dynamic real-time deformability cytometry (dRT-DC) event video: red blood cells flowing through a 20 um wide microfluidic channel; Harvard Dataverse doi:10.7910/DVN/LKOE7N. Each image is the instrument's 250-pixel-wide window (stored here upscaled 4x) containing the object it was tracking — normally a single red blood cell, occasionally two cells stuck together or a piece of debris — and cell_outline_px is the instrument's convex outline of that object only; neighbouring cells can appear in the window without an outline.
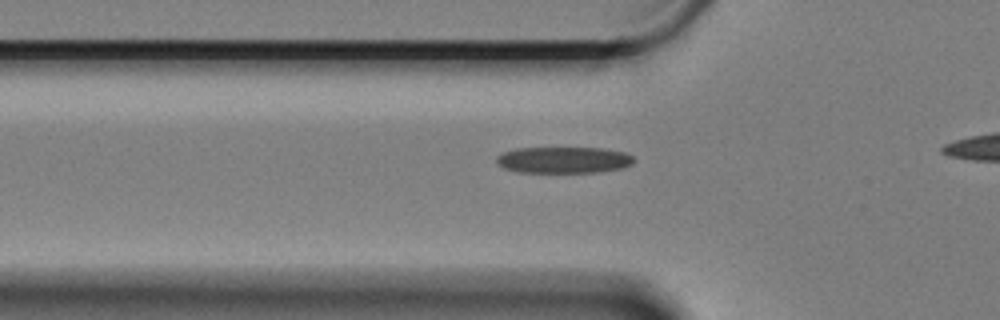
{"species": "Egyptian fruit bat (a non-hibernating species)", "species_latin": "Rousettus aegyptiacus", "temperature_condition": "cold", "stored_images_in_passage": 40, "camera_frame_rate_fps": 3000, "um_per_image_px": 0.085, "animal": {"sex": "female"}, "frame": {"image": 1, "passage_image": 8, "time_ms": 2.333, "image_size_px": [1000, 320], "cell_outline_px": [[636, 160], [632, 164], [624, 168], [596, 172], [520, 172], [504, 168], [496, 164], [496, 156], [504, 152], [516, 148], [604, 148], [624, 152], [632, 156]], "centroid_in_image_um": [47.92, 13.59], "position_along_channel_um": 77.9, "area_um2": 21.21}}
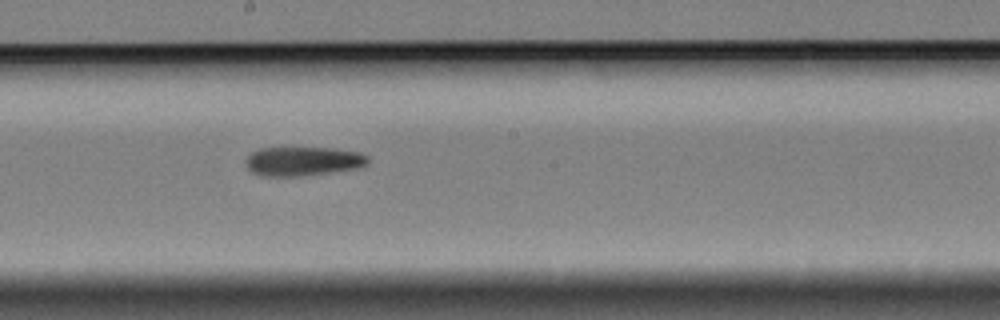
{"frame": {"image": 2, "passage_image": 21, "time_ms": 6.667, "image_size_px": [1000, 320], "cell_outline_px": [[368, 164], [356, 168], [328, 172], [296, 176], [260, 176], [252, 172], [248, 168], [244, 160], [252, 152], [260, 148], [332, 148], [360, 152], [368, 156]], "centroid_in_image_um": [25.73, 13.7], "position_along_channel_um": 222.5, "area_um2": 20.58}}
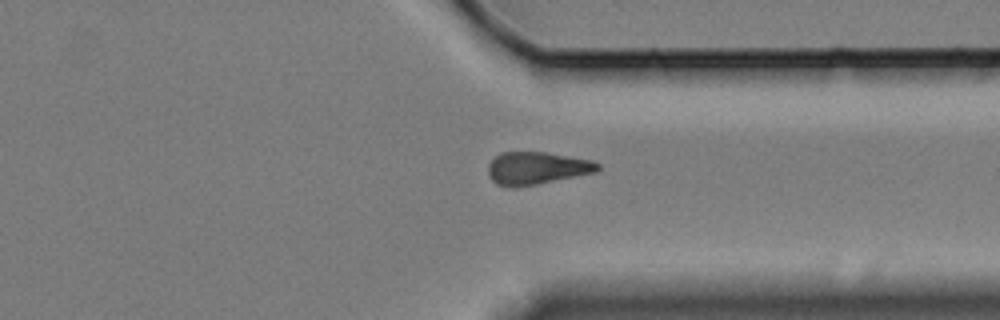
{"frame": {"image": 3, "passage_image": 34, "time_ms": 11.0, "image_size_px": [1000, 320], "cell_outline_px": [[600, 168], [596, 172], [536, 184], [512, 188], [496, 184], [488, 176], [488, 164], [500, 152], [548, 152], [592, 160], [600, 164]], "centroid_in_image_um": [45.61, 14.29], "position_along_channel_um": 365.8, "area_um2": 20.87}, "authors_computed_cell_mechanics": {"area_um2": 21.2415, "velocity_mm_per_s": 3.3085, "shape_relaxation_time_tau1_ms": 5.8594, "shape_relaxation_time_tau2_ms": null, "deformation_change_tau1": 0.1377, "deformation_change_tau2": null}}